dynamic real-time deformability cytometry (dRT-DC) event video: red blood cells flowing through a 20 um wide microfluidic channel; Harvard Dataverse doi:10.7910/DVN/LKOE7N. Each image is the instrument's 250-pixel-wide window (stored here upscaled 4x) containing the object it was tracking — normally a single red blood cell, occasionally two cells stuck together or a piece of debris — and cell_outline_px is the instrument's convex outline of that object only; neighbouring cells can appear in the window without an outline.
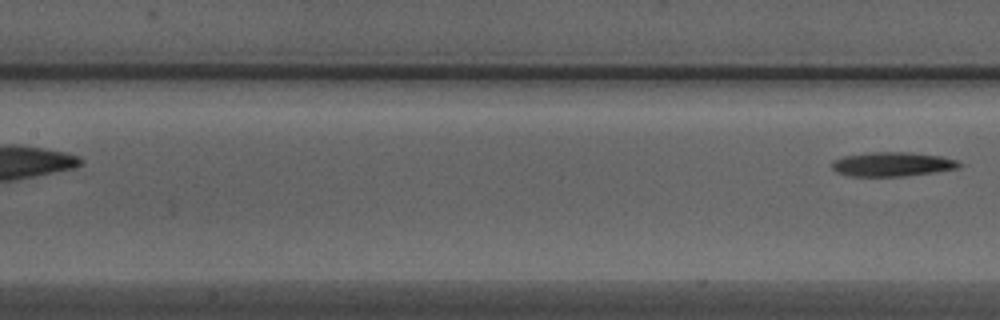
{"species": "Egyptian fruit bat (a non-hibernating species)", "species_latin": "Rousettus aegyptiacus", "temperature_condition": "warm", "stored_images_in_passage": 7, "segment_of_instrument_passage": [2, 2], "camera_frame_rate_fps": 3000, "um_per_image_px": 0.085, "animal": {"sex": "male"}, "frame": {"image": 1, "passage_image": 7, "time_ms": 2.0, "image_size_px": [1000, 320], "cell_outline_px": [[964, 164], [960, 168], [904, 176], [848, 176], [836, 172], [832, 168], [832, 160], [844, 156], [868, 152], [912, 152], [940, 156], [956, 160]], "centroid_in_image_um": [75.84, 13.95], "position_along_channel_um": 131.6, "area_um2": 18.09}}